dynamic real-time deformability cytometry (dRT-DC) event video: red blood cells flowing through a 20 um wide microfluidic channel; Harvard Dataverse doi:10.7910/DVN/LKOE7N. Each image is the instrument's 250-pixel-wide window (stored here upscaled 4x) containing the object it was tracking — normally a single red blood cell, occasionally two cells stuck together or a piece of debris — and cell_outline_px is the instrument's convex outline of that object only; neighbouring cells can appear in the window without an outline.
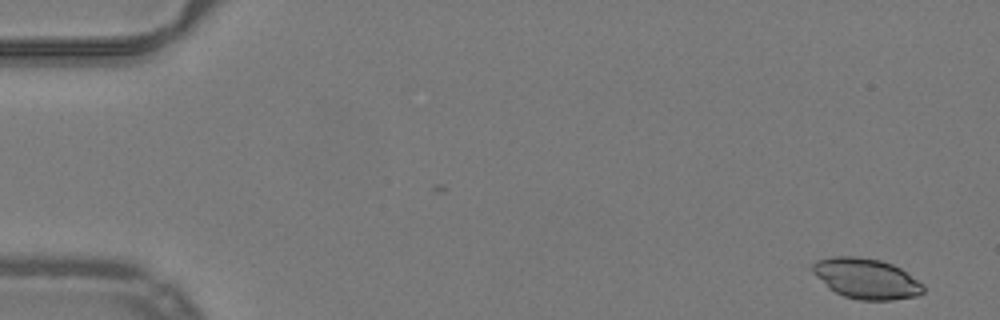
{"species": "common noctule bat (a hibernating species)", "species_latin": "Nyctalus noctula", "temperature_condition": "warm", "stored_images_in_passage": 50, "camera_frame_rate_fps": 3000, "um_per_image_px": 0.085, "animal": {"sex": "male", "body_mass_g": 19.2, "forearm_length_mm": 51.8}, "frame": {"image": 1, "passage_image": 1, "time_ms": 0.0, "image_size_px": [1000, 320], "cell_outline_px": [[924, 292], [916, 296], [892, 300], [860, 300], [844, 296], [828, 288], [812, 272], [812, 264], [816, 260], [832, 256], [856, 256], [880, 260], [892, 264], [900, 268], [924, 284]], "centroid_in_image_um": [73.62, 23.67], "position_along_channel_um": 11.4, "area_um2": 26.13}}
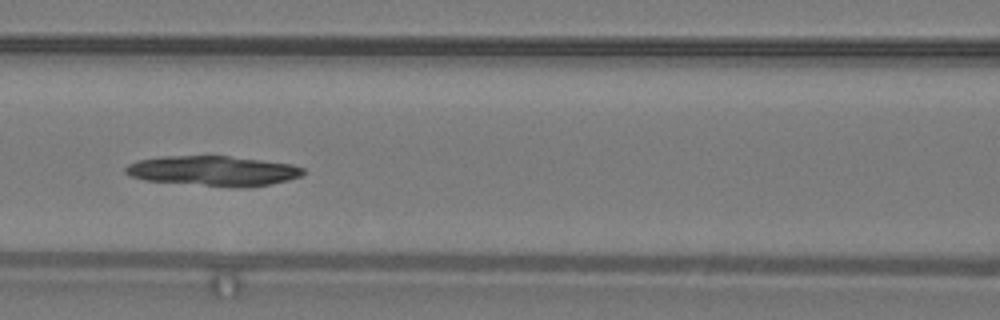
{"frame": {"image": 2, "passage_image": 22, "time_ms": 7.0, "image_size_px": [1000, 320], "cell_outline_px": [[304, 172], [300, 176], [288, 180], [268, 184], [244, 188], [236, 188], [144, 180], [128, 176], [124, 172], [124, 168], [128, 164], [136, 160], [160, 156], [228, 156], [292, 164], [304, 168]], "centroid_in_image_um": [18.06, 14.53], "position_along_channel_um": 148.5, "area_um2": 31.21}}
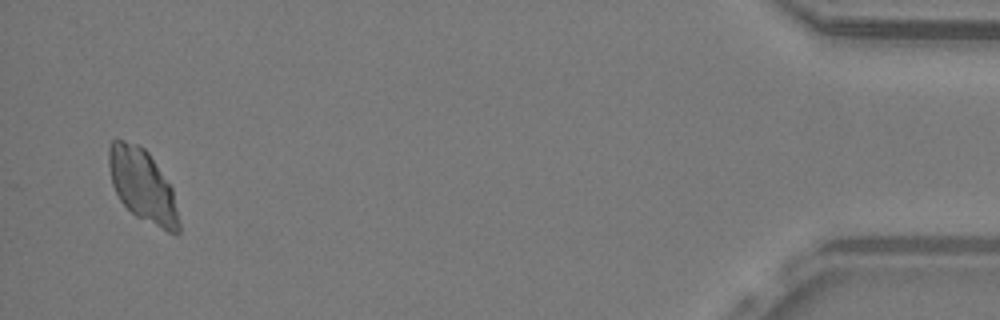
{"frame": {"image": 3, "passage_image": 49, "time_ms": 16.0, "image_size_px": [1000, 320], "cell_outline_px": [[180, 232], [176, 236], [136, 216], [120, 200], [112, 184], [108, 164], [108, 148], [112, 140], [124, 140], [136, 144], [144, 148], [148, 152], [172, 188], [180, 224]], "centroid_in_image_um": [12.12, 15.78], "position_along_channel_um": 423.1, "area_um2": 29.48}}